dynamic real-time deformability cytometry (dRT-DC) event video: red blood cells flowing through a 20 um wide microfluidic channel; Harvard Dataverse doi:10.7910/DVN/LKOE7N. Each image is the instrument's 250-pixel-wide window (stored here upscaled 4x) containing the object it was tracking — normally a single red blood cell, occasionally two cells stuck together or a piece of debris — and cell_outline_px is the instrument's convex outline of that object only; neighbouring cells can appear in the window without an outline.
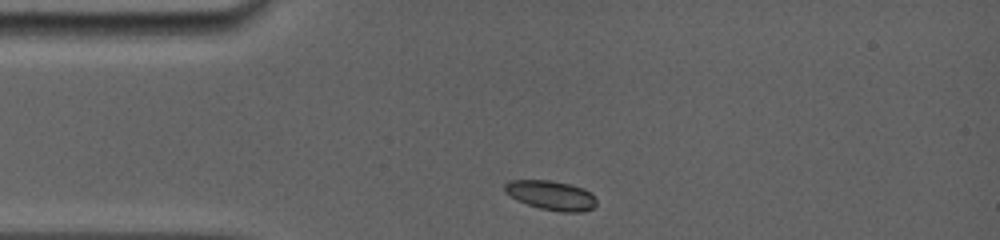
{"species": "common noctule bat (a hibernating species)", "species_latin": "Nyctalus noctula", "temperature_condition": "room temperature", "stored_images_in_passage": 23, "camera_frame_rate_fps": 5000, "um_per_image_px": 0.085, "animal": {"sex": "female", "body_mass_g": 19.0, "forearm_length_mm": 56.7}, "frame": {"image": 1, "passage_image": 1, "time_ms": 0.0, "image_size_px": [1000, 240], "cell_outline_px": [[596, 204], [592, 208], [584, 212], [560, 212], [540, 208], [516, 200], [504, 192], [504, 184], [508, 180], [552, 180], [584, 188], [596, 200]], "centroid_in_image_um": [46.8, 16.6], "position_along_channel_um": 38.2, "area_um2": 15.72}}
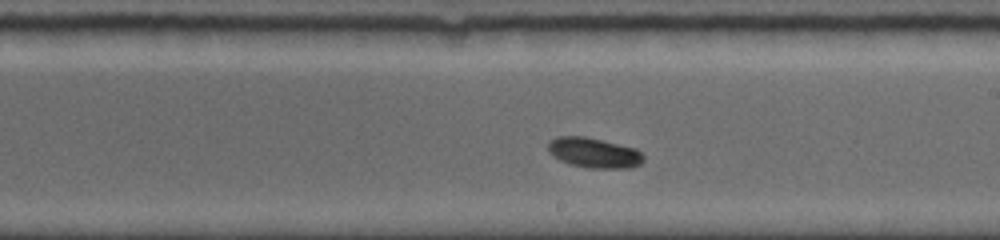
{"frame": {"image": 2, "passage_image": 14, "time_ms": 5.8, "image_size_px": [1000, 240], "cell_outline_px": [[644, 160], [640, 164], [632, 168], [588, 168], [568, 164], [552, 156], [548, 152], [548, 144], [556, 136], [584, 136], [636, 148], [644, 156]], "centroid_in_image_um": [50.48, 12.99], "position_along_channel_um": 238.5, "area_um2": 16.88}}
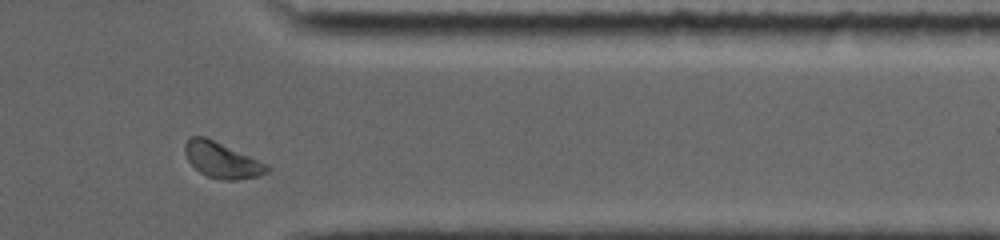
{"frame": {"image": 3, "passage_image": 23, "time_ms": 9.8, "image_size_px": [1000, 240], "cell_outline_px": [[272, 168], [268, 172], [260, 176], [236, 180], [220, 180], [208, 176], [200, 172], [188, 160], [184, 152], [184, 144], [188, 136], [204, 136], [268, 164]], "centroid_in_image_um": [18.87, 13.61], "position_along_channel_um": 392.5, "area_um2": 17.11}, "authors_computed_cell_mechanics": {"area_um2": 16.3574, "velocity_mm_per_s": 3.8557, "shape_relaxation_time_tau1_ms": 1.659, "shape_relaxation_time_tau2_ms": null, "deformation_change_tau1": 0.098, "deformation_change_tau2": null}}